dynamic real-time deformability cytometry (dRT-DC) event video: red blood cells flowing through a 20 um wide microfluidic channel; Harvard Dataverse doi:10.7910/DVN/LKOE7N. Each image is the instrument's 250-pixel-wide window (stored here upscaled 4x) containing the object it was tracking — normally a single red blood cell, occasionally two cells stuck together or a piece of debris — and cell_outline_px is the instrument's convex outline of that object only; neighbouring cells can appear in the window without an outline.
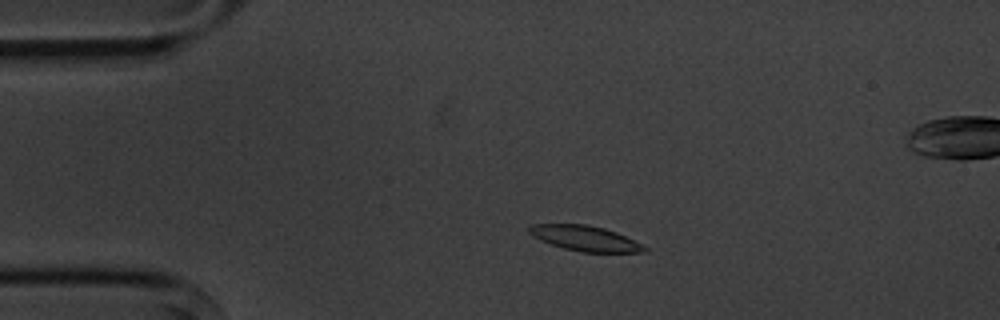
{"species": "common noctule bat (a hibernating species)", "species_latin": "Nyctalus noctula", "temperature_condition": "cold", "stored_images_in_passage": 5, "camera_frame_rate_fps": 3000, "um_per_image_px": 0.085, "animal": {"sex": "male", "body_mass_g": 20.1, "forearm_length_mm": 53.5}, "frame": {"image": 1, "passage_image": 3, "time_ms": 2.333, "image_size_px": [1000, 320], "cell_outline_px": [[648, 252], [580, 252], [564, 248], [540, 240], [532, 236], [528, 232], [528, 224], [588, 224], [604, 228], [616, 232], [648, 248]], "centroid_in_image_um": [49.69, 20.25], "position_along_channel_um": 35.3, "area_um2": 16.88}}